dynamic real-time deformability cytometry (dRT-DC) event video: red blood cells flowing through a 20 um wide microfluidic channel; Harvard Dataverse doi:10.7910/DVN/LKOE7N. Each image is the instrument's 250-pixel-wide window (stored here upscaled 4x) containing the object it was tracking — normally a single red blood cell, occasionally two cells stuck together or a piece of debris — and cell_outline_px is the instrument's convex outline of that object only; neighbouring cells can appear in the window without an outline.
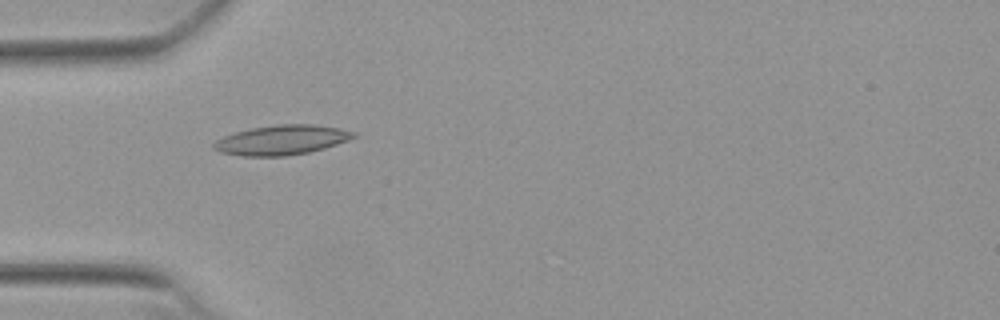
{"species": "Egyptian fruit bat (a non-hibernating species)", "species_latin": "Rousettus aegyptiacus", "temperature_condition": "warm", "stored_images_in_passage": 31, "camera_frame_rate_fps": 3000, "um_per_image_px": 0.085, "animal": {"sex": "female"}, "frame": {"image": 1, "passage_image": 1, "time_ms": 0.0, "image_size_px": [1000, 320], "cell_outline_px": [[360, 136], [324, 148], [308, 152], [284, 156], [240, 156], [220, 152], [212, 148], [212, 144], [216, 140], [224, 136], [236, 132], [252, 128], [276, 124], [312, 124], [340, 128], [356, 132]], "centroid_in_image_um": [23.95, 11.89], "position_along_channel_um": 61.0, "area_um2": 24.28}}
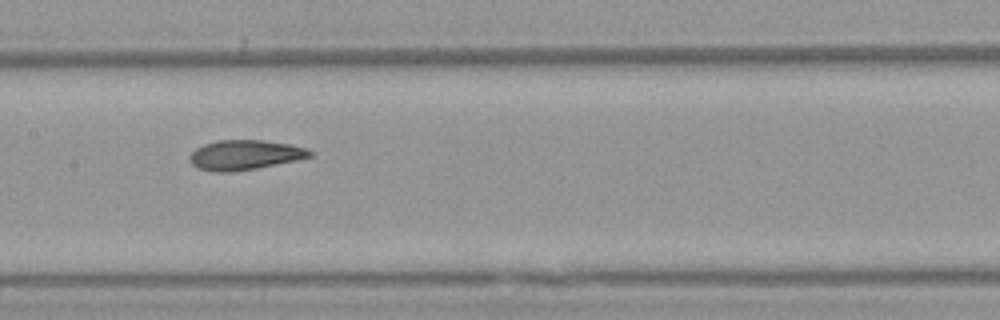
{"frame": {"image": 2, "passage_image": 11, "time_ms": 3.333, "image_size_px": [1000, 320], "cell_outline_px": [[312, 156], [296, 160], [256, 168], [232, 172], [212, 172], [196, 168], [188, 160], [188, 156], [196, 148], [204, 144], [216, 140], [264, 140], [292, 144], [304, 148], [312, 152]], "centroid_in_image_um": [20.75, 13.17], "position_along_channel_um": 186.7, "area_um2": 20.98}}
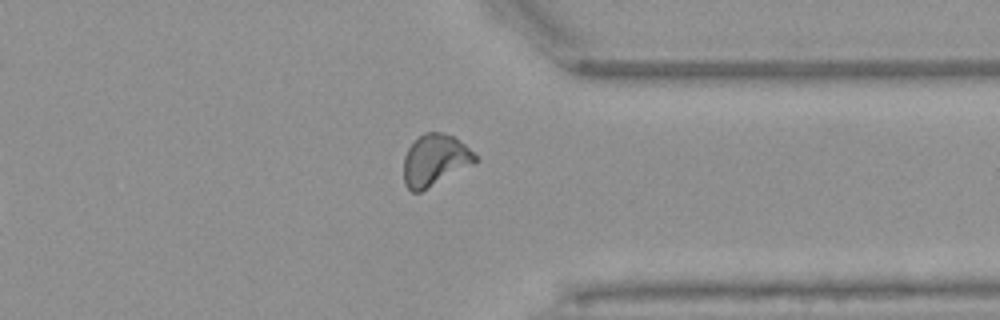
{"frame": {"image": 3, "passage_image": 26, "time_ms": 8.333, "image_size_px": [1000, 320], "cell_outline_px": [[480, 160], [476, 164], [420, 192], [412, 192], [404, 184], [404, 156], [408, 148], [424, 132], [444, 132], [452, 136], [464, 144]], "centroid_in_image_um": [36.99, 13.63], "position_along_channel_um": 374.4, "area_um2": 21.56}, "authors_computed_cell_mechanics": {"area_um2": 20.9814, "velocity_mm_per_s": 3.8325, "shape_relaxation_time_tau1_ms": 6.3882, "shape_relaxation_time_tau2_ms": 1.7252, "deformation_change_tau1": 0.1746, "deformation_change_tau2": 0.0689}}